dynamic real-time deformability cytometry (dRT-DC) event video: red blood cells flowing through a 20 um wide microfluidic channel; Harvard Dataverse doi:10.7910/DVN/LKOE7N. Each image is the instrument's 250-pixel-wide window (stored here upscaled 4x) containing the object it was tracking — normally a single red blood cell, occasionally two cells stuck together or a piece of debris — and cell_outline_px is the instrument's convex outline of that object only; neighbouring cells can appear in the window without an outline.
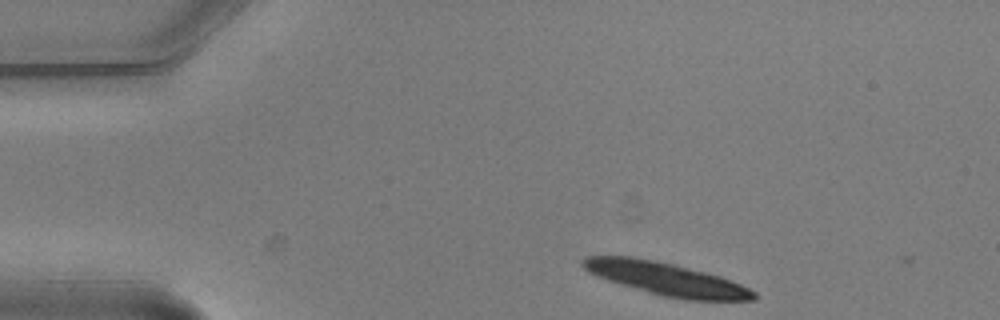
{"species": "common noctule bat (a hibernating species)", "species_latin": "Nyctalus noctula", "temperature_condition": "warm", "stored_images_in_passage": 2, "camera_frame_rate_fps": 3000, "um_per_image_px": 0.085, "animal": {"sex": "male", "body_mass_g": 20.5, "forearm_length_mm": 52.5}, "frame": {"image": 1, "passage_image": 1, "time_ms": 0.0, "image_size_px": [1000, 320], "cell_outline_px": [[756, 300], [684, 300], [660, 296], [620, 284], [596, 276], [588, 272], [580, 264], [580, 260], [588, 256], [632, 256], [672, 264], [720, 276], [740, 284], [756, 292]], "centroid_in_image_um": [56.59, 23.71], "position_along_channel_um": 28.4, "area_um2": 32.6}}